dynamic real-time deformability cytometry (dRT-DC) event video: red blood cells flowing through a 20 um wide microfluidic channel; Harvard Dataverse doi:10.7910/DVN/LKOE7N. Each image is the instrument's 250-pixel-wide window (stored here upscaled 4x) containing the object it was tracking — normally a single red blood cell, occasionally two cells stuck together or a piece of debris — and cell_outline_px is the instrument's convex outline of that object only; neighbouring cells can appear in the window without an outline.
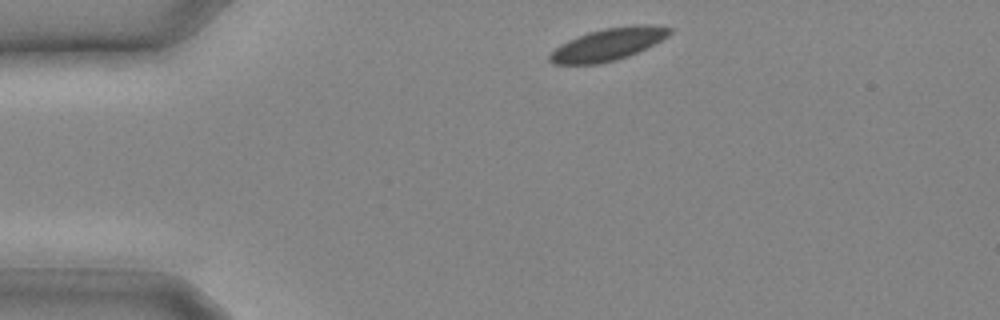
{"species": "common noctule bat (a hibernating species)", "species_latin": "Nyctalus noctula", "temperature_condition": "cold", "stored_images_in_passage": 9, "camera_frame_rate_fps": 3000, "um_per_image_px": 0.085, "animal": {"sex": "male", "body_mass_g": 20.4}, "frame": {"image": 1, "passage_image": 1, "time_ms": 0.0, "image_size_px": [1000, 320], "cell_outline_px": [[672, 32], [668, 36], [628, 56], [616, 60], [596, 64], [552, 64], [548, 60], [548, 56], [560, 44], [568, 40], [588, 32], [604, 28], [636, 24], [648, 24], [672, 28]], "centroid_in_image_um": [51.66, 3.76], "position_along_channel_um": 33.3, "area_um2": 22.37}}
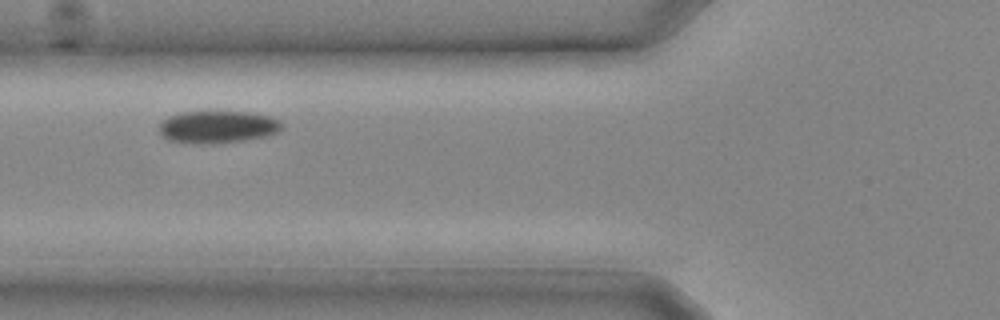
{"frame": {"image": 2, "passage_image": 6, "time_ms": 1.667, "image_size_px": [1000, 320], "cell_outline_px": [[280, 132], [264, 136], [244, 140], [212, 144], [200, 144], [168, 140], [160, 132], [160, 120], [168, 116], [180, 112], [248, 112], [272, 116], [280, 120]], "centroid_in_image_um": [18.48, 10.78], "position_along_channel_um": 107.3, "area_um2": 23.12}}
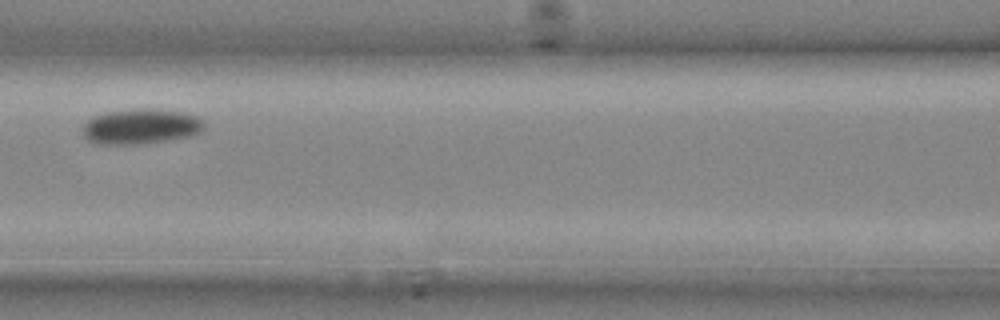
{"frame": {"image": 3, "passage_image": 8, "time_ms": 2.333, "image_size_px": [1000, 320], "cell_outline_px": [[204, 128], [200, 132], [188, 136], [140, 144], [96, 144], [88, 140], [84, 136], [84, 124], [92, 116], [108, 112], [136, 108], [156, 108], [180, 112], [200, 116], [204, 120]], "centroid_in_image_um": [11.98, 10.73], "position_along_channel_um": 154.6, "area_um2": 24.97}}